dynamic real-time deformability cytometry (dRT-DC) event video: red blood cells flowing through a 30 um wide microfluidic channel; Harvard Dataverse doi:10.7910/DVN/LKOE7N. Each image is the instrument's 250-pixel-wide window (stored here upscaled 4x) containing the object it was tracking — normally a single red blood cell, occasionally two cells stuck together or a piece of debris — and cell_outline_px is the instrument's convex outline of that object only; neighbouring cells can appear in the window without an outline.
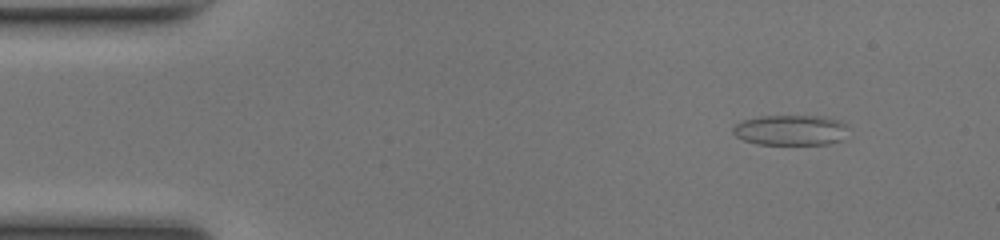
{"species": "common noctule bat (a hibernating species)", "species_latin": "Nyctalus noctula", "temperature_condition": "room temperature", "stored_images_in_passage": 45, "camera_frame_rate_fps": 3000, "um_per_image_px": 0.085, "animal": {"sex": "female", "body_mass_g": 17.0, "forearm_length_mm": 48.0}, "frame": {"image": 1, "passage_image": 1, "time_ms": 0.0, "image_size_px": [1000, 240], "cell_outline_px": [[844, 128], [840, 140], [828, 144], [756, 144], [744, 140], [736, 136], [732, 132], [732, 128], [736, 124], [744, 120], [760, 116], [820, 116], [836, 120], [844, 124]], "centroid_in_image_um": [67.1, 11.06], "position_along_channel_um": 17.9, "area_um2": 19.94}}
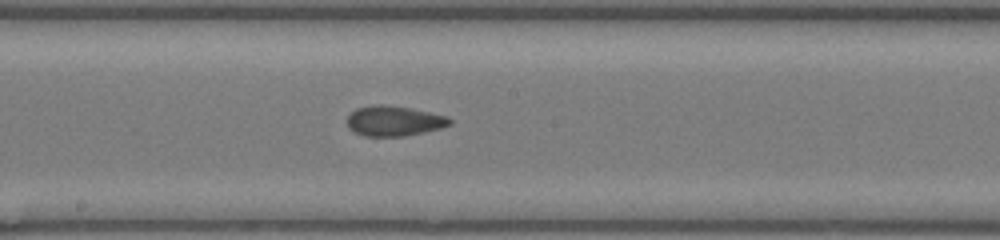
{"frame": {"image": 2, "passage_image": 22, "time_ms": 7.0, "image_size_px": [1000, 240], "cell_outline_px": [[452, 124], [440, 128], [424, 132], [404, 136], [364, 136], [348, 128], [348, 116], [356, 108], [380, 104], [408, 108], [448, 116], [452, 120]], "centroid_in_image_um": [33.51, 10.29], "position_along_channel_um": 214.7, "area_um2": 17.8}}
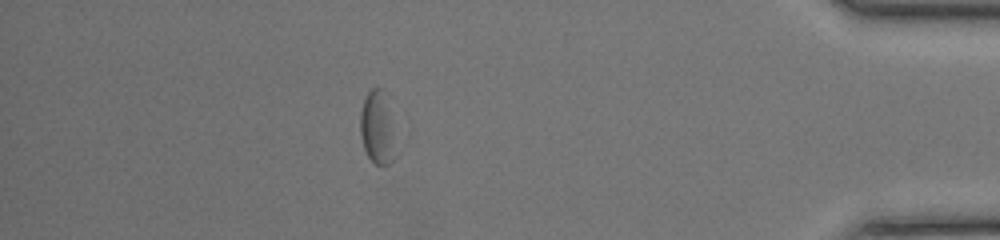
{"frame": {"image": 3, "passage_image": 39, "time_ms": 12.667, "image_size_px": [1000, 240], "cell_outline_px": [[396, 156], [388, 164], [376, 164], [368, 156], [364, 148], [360, 132], [360, 112], [364, 100], [368, 92], [372, 88], [384, 88], [388, 92], [396, 136]], "centroid_in_image_um": [32.14, 10.79], "position_along_channel_um": 403.1, "area_um2": 15.9}, "authors_computed_cell_mechanics": {"area_um2": 17.918, "velocity_mm_per_s": 4.1728, "shape_relaxation_time_tau1_ms": 4.5413, "shape_relaxation_time_tau2_ms": 1.6086, "deformation_change_tau1": 0.1282, "deformation_change_tau2": 0.0898}}